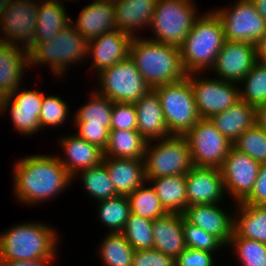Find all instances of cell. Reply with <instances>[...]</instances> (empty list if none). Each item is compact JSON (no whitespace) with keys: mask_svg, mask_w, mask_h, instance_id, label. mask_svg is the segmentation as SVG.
<instances>
[{"mask_svg":"<svg viewBox=\"0 0 266 266\" xmlns=\"http://www.w3.org/2000/svg\"><path fill=\"white\" fill-rule=\"evenodd\" d=\"M14 193L24 204L44 202L64 191L73 180L58 156L31 155L16 161Z\"/></svg>","mask_w":266,"mask_h":266,"instance_id":"obj_1","label":"cell"},{"mask_svg":"<svg viewBox=\"0 0 266 266\" xmlns=\"http://www.w3.org/2000/svg\"><path fill=\"white\" fill-rule=\"evenodd\" d=\"M129 57L151 89L159 85L179 82L186 77L182 67L180 48L134 37Z\"/></svg>","mask_w":266,"mask_h":266,"instance_id":"obj_2","label":"cell"},{"mask_svg":"<svg viewBox=\"0 0 266 266\" xmlns=\"http://www.w3.org/2000/svg\"><path fill=\"white\" fill-rule=\"evenodd\" d=\"M224 42V26L216 12L210 10L199 16L180 47L185 73L210 71Z\"/></svg>","mask_w":266,"mask_h":266,"instance_id":"obj_3","label":"cell"},{"mask_svg":"<svg viewBox=\"0 0 266 266\" xmlns=\"http://www.w3.org/2000/svg\"><path fill=\"white\" fill-rule=\"evenodd\" d=\"M57 232L46 224L27 222L0 234V258L3 261L54 259Z\"/></svg>","mask_w":266,"mask_h":266,"instance_id":"obj_4","label":"cell"},{"mask_svg":"<svg viewBox=\"0 0 266 266\" xmlns=\"http://www.w3.org/2000/svg\"><path fill=\"white\" fill-rule=\"evenodd\" d=\"M88 49V41L70 23L52 39L34 43L27 50L29 67L48 64L56 76L62 77L69 63L88 57Z\"/></svg>","mask_w":266,"mask_h":266,"instance_id":"obj_5","label":"cell"},{"mask_svg":"<svg viewBox=\"0 0 266 266\" xmlns=\"http://www.w3.org/2000/svg\"><path fill=\"white\" fill-rule=\"evenodd\" d=\"M192 0H158L149 28L152 41L180 48L195 20L197 9Z\"/></svg>","mask_w":266,"mask_h":266,"instance_id":"obj_6","label":"cell"},{"mask_svg":"<svg viewBox=\"0 0 266 266\" xmlns=\"http://www.w3.org/2000/svg\"><path fill=\"white\" fill-rule=\"evenodd\" d=\"M158 141V143H157ZM149 141L144 154L146 179L186 175L193 167L188 141L184 135H171ZM153 146V147H152Z\"/></svg>","mask_w":266,"mask_h":266,"instance_id":"obj_7","label":"cell"},{"mask_svg":"<svg viewBox=\"0 0 266 266\" xmlns=\"http://www.w3.org/2000/svg\"><path fill=\"white\" fill-rule=\"evenodd\" d=\"M162 106L171 135H185L200 119L190 81L183 80L153 88Z\"/></svg>","mask_w":266,"mask_h":266,"instance_id":"obj_8","label":"cell"},{"mask_svg":"<svg viewBox=\"0 0 266 266\" xmlns=\"http://www.w3.org/2000/svg\"><path fill=\"white\" fill-rule=\"evenodd\" d=\"M98 81L95 91L113 102L135 104L151 90L130 57L103 70Z\"/></svg>","mask_w":266,"mask_h":266,"instance_id":"obj_9","label":"cell"},{"mask_svg":"<svg viewBox=\"0 0 266 266\" xmlns=\"http://www.w3.org/2000/svg\"><path fill=\"white\" fill-rule=\"evenodd\" d=\"M188 141L193 166L221 168L233 143L210 119L200 118L184 135Z\"/></svg>","mask_w":266,"mask_h":266,"instance_id":"obj_10","label":"cell"},{"mask_svg":"<svg viewBox=\"0 0 266 266\" xmlns=\"http://www.w3.org/2000/svg\"><path fill=\"white\" fill-rule=\"evenodd\" d=\"M200 75V72L186 75L191 84L200 118L210 119L215 114L225 111L240 100L241 88L235 86L237 83L218 78H201Z\"/></svg>","mask_w":266,"mask_h":266,"instance_id":"obj_11","label":"cell"},{"mask_svg":"<svg viewBox=\"0 0 266 266\" xmlns=\"http://www.w3.org/2000/svg\"><path fill=\"white\" fill-rule=\"evenodd\" d=\"M232 6L214 10L223 23L225 40L256 45L266 34V21L251 0H237Z\"/></svg>","mask_w":266,"mask_h":266,"instance_id":"obj_12","label":"cell"},{"mask_svg":"<svg viewBox=\"0 0 266 266\" xmlns=\"http://www.w3.org/2000/svg\"><path fill=\"white\" fill-rule=\"evenodd\" d=\"M38 7L36 0H10L0 17V29L5 36L0 37V42L22 45L23 49L28 50L36 39Z\"/></svg>","mask_w":266,"mask_h":266,"instance_id":"obj_13","label":"cell"},{"mask_svg":"<svg viewBox=\"0 0 266 266\" xmlns=\"http://www.w3.org/2000/svg\"><path fill=\"white\" fill-rule=\"evenodd\" d=\"M261 164L250 156L230 148L222 165V179L226 193L232 196L236 203L243 202L253 191Z\"/></svg>","mask_w":266,"mask_h":266,"instance_id":"obj_14","label":"cell"},{"mask_svg":"<svg viewBox=\"0 0 266 266\" xmlns=\"http://www.w3.org/2000/svg\"><path fill=\"white\" fill-rule=\"evenodd\" d=\"M256 62L255 44L225 40L210 70L219 76L218 79L239 85Z\"/></svg>","mask_w":266,"mask_h":266,"instance_id":"obj_15","label":"cell"},{"mask_svg":"<svg viewBox=\"0 0 266 266\" xmlns=\"http://www.w3.org/2000/svg\"><path fill=\"white\" fill-rule=\"evenodd\" d=\"M19 89L5 96L3 112H7L10 109L8 112H10L12 125L20 134L33 135L42 130L39 116L43 93L39 90Z\"/></svg>","mask_w":266,"mask_h":266,"instance_id":"obj_16","label":"cell"},{"mask_svg":"<svg viewBox=\"0 0 266 266\" xmlns=\"http://www.w3.org/2000/svg\"><path fill=\"white\" fill-rule=\"evenodd\" d=\"M185 178L188 206L218 204L221 198L224 199L225 188L220 168L193 166Z\"/></svg>","mask_w":266,"mask_h":266,"instance_id":"obj_17","label":"cell"},{"mask_svg":"<svg viewBox=\"0 0 266 266\" xmlns=\"http://www.w3.org/2000/svg\"><path fill=\"white\" fill-rule=\"evenodd\" d=\"M133 38L116 29L88 42V56L92 57V69L97 75L129 57Z\"/></svg>","mask_w":266,"mask_h":266,"instance_id":"obj_18","label":"cell"},{"mask_svg":"<svg viewBox=\"0 0 266 266\" xmlns=\"http://www.w3.org/2000/svg\"><path fill=\"white\" fill-rule=\"evenodd\" d=\"M182 215L188 223L215 235L228 247L234 232V216L218 204L189 205Z\"/></svg>","mask_w":266,"mask_h":266,"instance_id":"obj_19","label":"cell"},{"mask_svg":"<svg viewBox=\"0 0 266 266\" xmlns=\"http://www.w3.org/2000/svg\"><path fill=\"white\" fill-rule=\"evenodd\" d=\"M59 139V144L66 154L65 158H58L72 178L79 171L100 165L103 162L104 150L76 134Z\"/></svg>","mask_w":266,"mask_h":266,"instance_id":"obj_20","label":"cell"},{"mask_svg":"<svg viewBox=\"0 0 266 266\" xmlns=\"http://www.w3.org/2000/svg\"><path fill=\"white\" fill-rule=\"evenodd\" d=\"M71 24L85 38L91 41L103 33L117 29L113 3L95 0L80 12L76 23Z\"/></svg>","mask_w":266,"mask_h":266,"instance_id":"obj_21","label":"cell"},{"mask_svg":"<svg viewBox=\"0 0 266 266\" xmlns=\"http://www.w3.org/2000/svg\"><path fill=\"white\" fill-rule=\"evenodd\" d=\"M135 108L137 130L148 142L171 136L166 127L159 97L153 89L135 103Z\"/></svg>","mask_w":266,"mask_h":266,"instance_id":"obj_22","label":"cell"},{"mask_svg":"<svg viewBox=\"0 0 266 266\" xmlns=\"http://www.w3.org/2000/svg\"><path fill=\"white\" fill-rule=\"evenodd\" d=\"M183 215L168 213L152 224L153 249L176 259L186 248L183 232Z\"/></svg>","mask_w":266,"mask_h":266,"instance_id":"obj_23","label":"cell"},{"mask_svg":"<svg viewBox=\"0 0 266 266\" xmlns=\"http://www.w3.org/2000/svg\"><path fill=\"white\" fill-rule=\"evenodd\" d=\"M103 163L118 195L128 196L147 182L144 160L104 157Z\"/></svg>","mask_w":266,"mask_h":266,"instance_id":"obj_24","label":"cell"},{"mask_svg":"<svg viewBox=\"0 0 266 266\" xmlns=\"http://www.w3.org/2000/svg\"><path fill=\"white\" fill-rule=\"evenodd\" d=\"M29 67L28 51L21 46L0 42V93L12 94L21 84L24 69Z\"/></svg>","mask_w":266,"mask_h":266,"instance_id":"obj_25","label":"cell"},{"mask_svg":"<svg viewBox=\"0 0 266 266\" xmlns=\"http://www.w3.org/2000/svg\"><path fill=\"white\" fill-rule=\"evenodd\" d=\"M157 2L158 0H119L113 3L117 29L136 37V28L150 26Z\"/></svg>","mask_w":266,"mask_h":266,"instance_id":"obj_26","label":"cell"},{"mask_svg":"<svg viewBox=\"0 0 266 266\" xmlns=\"http://www.w3.org/2000/svg\"><path fill=\"white\" fill-rule=\"evenodd\" d=\"M215 127L232 143L256 123V108L239 100L225 111L210 118Z\"/></svg>","mask_w":266,"mask_h":266,"instance_id":"obj_27","label":"cell"},{"mask_svg":"<svg viewBox=\"0 0 266 266\" xmlns=\"http://www.w3.org/2000/svg\"><path fill=\"white\" fill-rule=\"evenodd\" d=\"M147 143L138 130L111 129L104 157L144 160Z\"/></svg>","mask_w":266,"mask_h":266,"instance_id":"obj_28","label":"cell"},{"mask_svg":"<svg viewBox=\"0 0 266 266\" xmlns=\"http://www.w3.org/2000/svg\"><path fill=\"white\" fill-rule=\"evenodd\" d=\"M168 213L182 214L188 207L185 175L147 179Z\"/></svg>","mask_w":266,"mask_h":266,"instance_id":"obj_29","label":"cell"},{"mask_svg":"<svg viewBox=\"0 0 266 266\" xmlns=\"http://www.w3.org/2000/svg\"><path fill=\"white\" fill-rule=\"evenodd\" d=\"M234 231L242 238L266 244V206L238 203ZM237 216V217H236Z\"/></svg>","mask_w":266,"mask_h":266,"instance_id":"obj_30","label":"cell"},{"mask_svg":"<svg viewBox=\"0 0 266 266\" xmlns=\"http://www.w3.org/2000/svg\"><path fill=\"white\" fill-rule=\"evenodd\" d=\"M70 23L71 18L68 17L63 4L49 0L40 2L39 0L34 43L52 39Z\"/></svg>","mask_w":266,"mask_h":266,"instance_id":"obj_31","label":"cell"},{"mask_svg":"<svg viewBox=\"0 0 266 266\" xmlns=\"http://www.w3.org/2000/svg\"><path fill=\"white\" fill-rule=\"evenodd\" d=\"M88 104H84L74 115V125L105 126L111 130L113 101L100 95L91 94Z\"/></svg>","mask_w":266,"mask_h":266,"instance_id":"obj_32","label":"cell"},{"mask_svg":"<svg viewBox=\"0 0 266 266\" xmlns=\"http://www.w3.org/2000/svg\"><path fill=\"white\" fill-rule=\"evenodd\" d=\"M145 182L128 195L131 213L154 221L168 214L152 186Z\"/></svg>","mask_w":266,"mask_h":266,"instance_id":"obj_33","label":"cell"},{"mask_svg":"<svg viewBox=\"0 0 266 266\" xmlns=\"http://www.w3.org/2000/svg\"><path fill=\"white\" fill-rule=\"evenodd\" d=\"M79 173L85 190L94 200L97 199L99 202L118 196L103 162L100 165L79 171L72 179L80 175Z\"/></svg>","mask_w":266,"mask_h":266,"instance_id":"obj_34","label":"cell"},{"mask_svg":"<svg viewBox=\"0 0 266 266\" xmlns=\"http://www.w3.org/2000/svg\"><path fill=\"white\" fill-rule=\"evenodd\" d=\"M97 204H99L98 216L101 222L110 229L109 233H122L131 214L128 197L118 195L99 201Z\"/></svg>","mask_w":266,"mask_h":266,"instance_id":"obj_35","label":"cell"},{"mask_svg":"<svg viewBox=\"0 0 266 266\" xmlns=\"http://www.w3.org/2000/svg\"><path fill=\"white\" fill-rule=\"evenodd\" d=\"M100 244V258L105 266H132L134 248L122 233H108Z\"/></svg>","mask_w":266,"mask_h":266,"instance_id":"obj_36","label":"cell"},{"mask_svg":"<svg viewBox=\"0 0 266 266\" xmlns=\"http://www.w3.org/2000/svg\"><path fill=\"white\" fill-rule=\"evenodd\" d=\"M240 83L245 84L240 89V100L255 108L266 104V64L257 61Z\"/></svg>","mask_w":266,"mask_h":266,"instance_id":"obj_37","label":"cell"},{"mask_svg":"<svg viewBox=\"0 0 266 266\" xmlns=\"http://www.w3.org/2000/svg\"><path fill=\"white\" fill-rule=\"evenodd\" d=\"M153 221L131 213L122 234L134 250L153 249Z\"/></svg>","mask_w":266,"mask_h":266,"instance_id":"obj_38","label":"cell"},{"mask_svg":"<svg viewBox=\"0 0 266 266\" xmlns=\"http://www.w3.org/2000/svg\"><path fill=\"white\" fill-rule=\"evenodd\" d=\"M233 147L260 164L266 163V131L256 123L240 134Z\"/></svg>","mask_w":266,"mask_h":266,"instance_id":"obj_39","label":"cell"},{"mask_svg":"<svg viewBox=\"0 0 266 266\" xmlns=\"http://www.w3.org/2000/svg\"><path fill=\"white\" fill-rule=\"evenodd\" d=\"M228 246L235 249L242 266H266L265 243L242 238L234 231Z\"/></svg>","mask_w":266,"mask_h":266,"instance_id":"obj_40","label":"cell"},{"mask_svg":"<svg viewBox=\"0 0 266 266\" xmlns=\"http://www.w3.org/2000/svg\"><path fill=\"white\" fill-rule=\"evenodd\" d=\"M183 232L187 248L215 253L216 250L218 251L221 247L226 246L218 237L188 223L184 218Z\"/></svg>","mask_w":266,"mask_h":266,"instance_id":"obj_41","label":"cell"},{"mask_svg":"<svg viewBox=\"0 0 266 266\" xmlns=\"http://www.w3.org/2000/svg\"><path fill=\"white\" fill-rule=\"evenodd\" d=\"M69 106L67 103L58 96L44 95L42 106L40 110V126L41 129L46 126H59L64 124L66 117H68Z\"/></svg>","mask_w":266,"mask_h":266,"instance_id":"obj_42","label":"cell"},{"mask_svg":"<svg viewBox=\"0 0 266 266\" xmlns=\"http://www.w3.org/2000/svg\"><path fill=\"white\" fill-rule=\"evenodd\" d=\"M111 129L137 130L135 104L113 102Z\"/></svg>","mask_w":266,"mask_h":266,"instance_id":"obj_43","label":"cell"},{"mask_svg":"<svg viewBox=\"0 0 266 266\" xmlns=\"http://www.w3.org/2000/svg\"><path fill=\"white\" fill-rule=\"evenodd\" d=\"M132 266H175V259L156 249L135 250Z\"/></svg>","mask_w":266,"mask_h":266,"instance_id":"obj_44","label":"cell"},{"mask_svg":"<svg viewBox=\"0 0 266 266\" xmlns=\"http://www.w3.org/2000/svg\"><path fill=\"white\" fill-rule=\"evenodd\" d=\"M214 253L185 248V250L175 259V266H214Z\"/></svg>","mask_w":266,"mask_h":266,"instance_id":"obj_45","label":"cell"},{"mask_svg":"<svg viewBox=\"0 0 266 266\" xmlns=\"http://www.w3.org/2000/svg\"><path fill=\"white\" fill-rule=\"evenodd\" d=\"M76 135L104 150L108 144L109 129L105 126L76 125Z\"/></svg>","mask_w":266,"mask_h":266,"instance_id":"obj_46","label":"cell"},{"mask_svg":"<svg viewBox=\"0 0 266 266\" xmlns=\"http://www.w3.org/2000/svg\"><path fill=\"white\" fill-rule=\"evenodd\" d=\"M241 203L266 206V163L261 164L253 191Z\"/></svg>","mask_w":266,"mask_h":266,"instance_id":"obj_47","label":"cell"},{"mask_svg":"<svg viewBox=\"0 0 266 266\" xmlns=\"http://www.w3.org/2000/svg\"><path fill=\"white\" fill-rule=\"evenodd\" d=\"M54 259L4 261L5 266H49Z\"/></svg>","mask_w":266,"mask_h":266,"instance_id":"obj_48","label":"cell"},{"mask_svg":"<svg viewBox=\"0 0 266 266\" xmlns=\"http://www.w3.org/2000/svg\"><path fill=\"white\" fill-rule=\"evenodd\" d=\"M257 61L266 64V34L256 44Z\"/></svg>","mask_w":266,"mask_h":266,"instance_id":"obj_49","label":"cell"},{"mask_svg":"<svg viewBox=\"0 0 266 266\" xmlns=\"http://www.w3.org/2000/svg\"><path fill=\"white\" fill-rule=\"evenodd\" d=\"M256 124L266 131V104L256 107Z\"/></svg>","mask_w":266,"mask_h":266,"instance_id":"obj_50","label":"cell"},{"mask_svg":"<svg viewBox=\"0 0 266 266\" xmlns=\"http://www.w3.org/2000/svg\"><path fill=\"white\" fill-rule=\"evenodd\" d=\"M258 13L264 18L266 21V0H251Z\"/></svg>","mask_w":266,"mask_h":266,"instance_id":"obj_51","label":"cell"},{"mask_svg":"<svg viewBox=\"0 0 266 266\" xmlns=\"http://www.w3.org/2000/svg\"><path fill=\"white\" fill-rule=\"evenodd\" d=\"M10 0H0V17L3 14L6 6L9 4Z\"/></svg>","mask_w":266,"mask_h":266,"instance_id":"obj_52","label":"cell"},{"mask_svg":"<svg viewBox=\"0 0 266 266\" xmlns=\"http://www.w3.org/2000/svg\"><path fill=\"white\" fill-rule=\"evenodd\" d=\"M5 96L0 93V112L3 113V103H4Z\"/></svg>","mask_w":266,"mask_h":266,"instance_id":"obj_53","label":"cell"},{"mask_svg":"<svg viewBox=\"0 0 266 266\" xmlns=\"http://www.w3.org/2000/svg\"><path fill=\"white\" fill-rule=\"evenodd\" d=\"M49 1L56 2V3H60V4H64L62 2H64V1H72V0H49ZM73 1H75V0H73Z\"/></svg>","mask_w":266,"mask_h":266,"instance_id":"obj_54","label":"cell"},{"mask_svg":"<svg viewBox=\"0 0 266 266\" xmlns=\"http://www.w3.org/2000/svg\"><path fill=\"white\" fill-rule=\"evenodd\" d=\"M98 1H104V2H108V3H116L119 0H98Z\"/></svg>","mask_w":266,"mask_h":266,"instance_id":"obj_55","label":"cell"},{"mask_svg":"<svg viewBox=\"0 0 266 266\" xmlns=\"http://www.w3.org/2000/svg\"><path fill=\"white\" fill-rule=\"evenodd\" d=\"M0 266H5L4 261L0 258Z\"/></svg>","mask_w":266,"mask_h":266,"instance_id":"obj_56","label":"cell"}]
</instances>
